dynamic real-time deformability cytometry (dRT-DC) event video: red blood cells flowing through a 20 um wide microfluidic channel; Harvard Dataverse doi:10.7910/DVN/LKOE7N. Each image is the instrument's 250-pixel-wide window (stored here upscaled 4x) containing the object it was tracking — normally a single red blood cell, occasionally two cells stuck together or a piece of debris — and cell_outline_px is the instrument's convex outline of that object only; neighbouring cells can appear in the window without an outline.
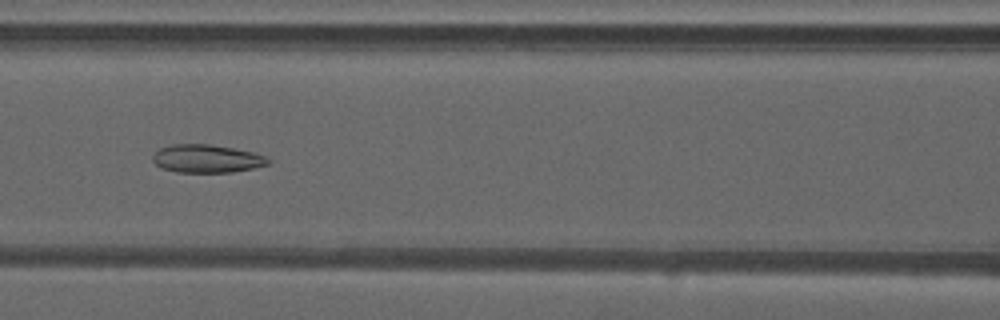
{"species": "common noctule bat (a hibernating species)", "species_latin": "Nyctalus noctula", "temperature_condition": "warm", "stored_images_in_passage": 49, "camera_frame_rate_fps": 3000, "um_per_image_px": 0.085, "animal": {"sex": "male", "forearm_length_mm": 52.5}, "frame": {"image": 1, "passage_image": 22, "time_ms": 7.0, "image_size_px": [1000, 320], "cell_outline_px": [[272, 160], [268, 164], [252, 168], [232, 172], [176, 172], [160, 168], [152, 160], [152, 156], [160, 148], [172, 144], [208, 144], [232, 148], [252, 152], [264, 156]], "centroid_in_image_um": [17.54, 13.49], "position_along_channel_um": 149.1, "area_um2": 18.79}}
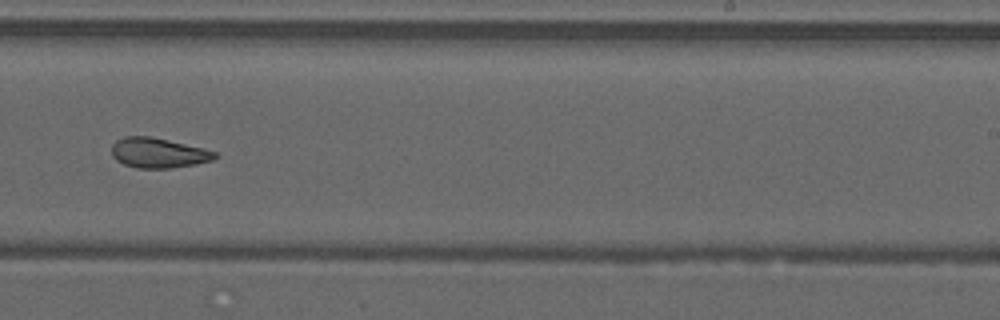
{"frame": {"image": 2, "passage_image": 31, "time_ms": 10.0, "image_size_px": [1000, 320], "cell_outline_px": [[216, 156], [212, 160], [196, 164], [172, 168], [136, 168], [124, 164], [116, 160], [112, 156], [112, 144], [116, 140], [124, 136], [148, 136], [168, 140], [204, 148], [216, 152]], "centroid_in_image_um": [13.43, 13.0], "position_along_channel_um": 275.6, "area_um2": 18.03}}
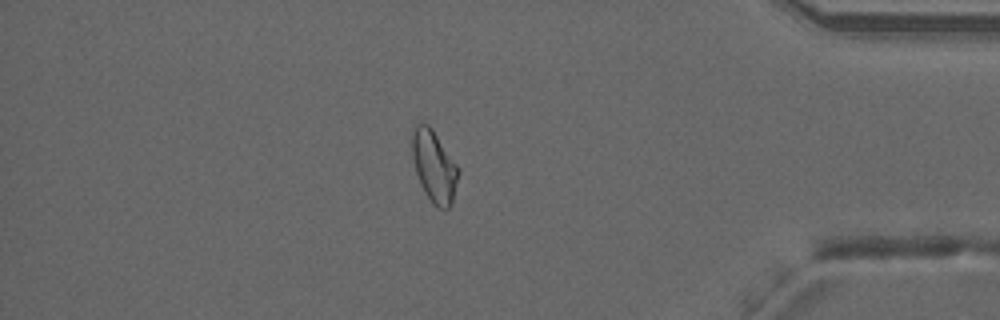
{"frame": {"image": 3, "passage_image": 42, "time_ms": 13.667, "image_size_px": [1000, 320], "cell_outline_px": [[460, 172], [452, 204], [448, 208], [436, 208], [432, 204], [424, 192], [416, 172], [412, 156], [412, 132], [416, 124], [428, 124], [432, 128], [460, 168]], "centroid_in_image_um": [36.92, 14.16], "position_along_channel_um": 398.3, "area_um2": 19.48}, "authors_computed_cell_mechanics": {"area_um2": 19.9988, "velocity_mm_per_s": 4.2392, "shape_relaxation_time_tau1_ms": null, "shape_relaxation_time_tau2_ms": 2.6237, "deformation_change_tau1": null, "deformation_change_tau2": 0.0955}}